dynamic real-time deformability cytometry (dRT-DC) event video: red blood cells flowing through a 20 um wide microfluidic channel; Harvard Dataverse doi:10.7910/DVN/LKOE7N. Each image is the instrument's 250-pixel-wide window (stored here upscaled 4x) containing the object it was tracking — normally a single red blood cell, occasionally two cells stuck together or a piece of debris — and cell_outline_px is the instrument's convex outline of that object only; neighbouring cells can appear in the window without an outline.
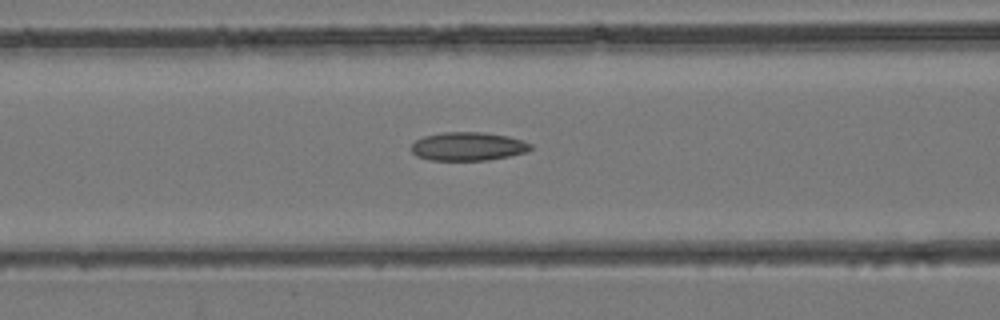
{"species": "common noctule bat (a hibernating species)", "species_latin": "Nyctalus noctula", "temperature_condition": "room temperature", "stored_images_in_passage": 43, "camera_frame_rate_fps": 3000, "um_per_image_px": 0.085, "animal": {"sex": "female", "body_mass_g": 24.6, "forearm_length_mm": 56.2}, "frame": {"image": 1, "passage_image": 18, "time_ms": 5.667, "image_size_px": [1000, 320], "cell_outline_px": [[532, 148], [528, 152], [488, 160], [432, 160], [416, 156], [412, 152], [412, 144], [416, 140], [424, 136], [444, 132], [484, 132], [508, 136], [524, 140], [532, 144]], "centroid_in_image_um": [39.82, 12.44], "position_along_channel_um": 126.8, "area_um2": 19.88}}
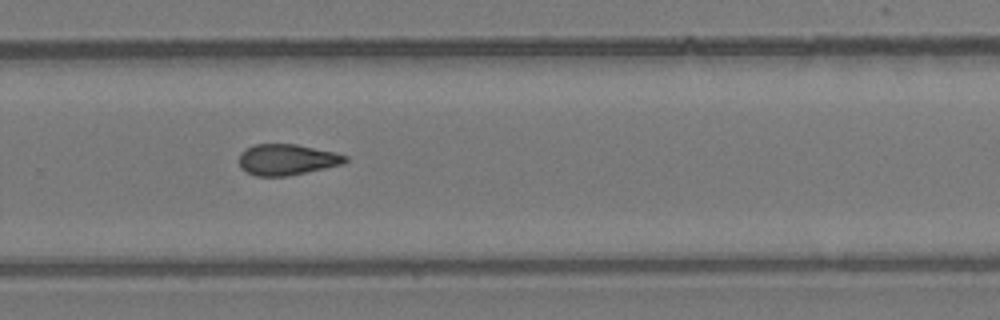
{"frame": {"image": 2, "passage_image": 29, "time_ms": 9.333, "image_size_px": [1000, 320], "cell_outline_px": [[348, 160], [344, 164], [288, 176], [256, 176], [240, 168], [240, 152], [256, 144], [296, 144], [336, 152], [348, 156]], "centroid_in_image_um": [24.43, 13.57], "position_along_channel_um": 305.4, "area_um2": 19.19}}
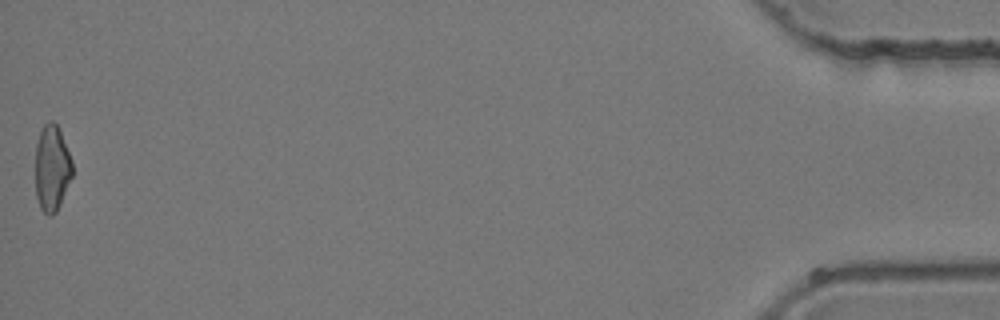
{"frame": {"image": 3, "passage_image": 43, "time_ms": 14.0, "image_size_px": [1000, 320], "cell_outline_px": [[72, 176], [60, 204], [56, 212], [52, 216], [48, 216], [40, 208], [36, 196], [36, 144], [40, 132], [44, 124], [48, 120], [52, 120], [56, 124], [60, 132], [72, 160]], "centroid_in_image_um": [4.41, 14.31], "position_along_channel_um": 430.8, "area_um2": 18.44}}